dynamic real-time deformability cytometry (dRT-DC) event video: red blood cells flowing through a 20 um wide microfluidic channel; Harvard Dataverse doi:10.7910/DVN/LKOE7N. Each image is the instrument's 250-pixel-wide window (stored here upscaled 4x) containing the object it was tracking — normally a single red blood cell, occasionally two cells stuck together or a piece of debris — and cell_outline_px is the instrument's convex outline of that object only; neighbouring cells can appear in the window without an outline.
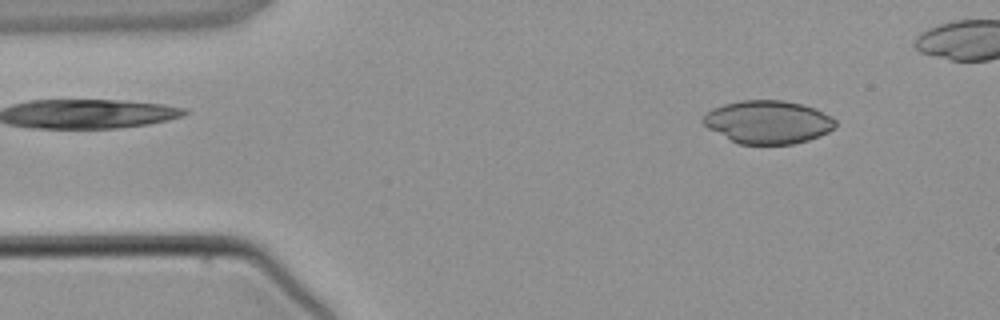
{"species": "common noctule bat (a hibernating species)", "species_latin": "Nyctalus noctula", "temperature_condition": "warm", "stored_images_in_passage": 4, "camera_frame_rate_fps": 3000, "um_per_image_px": 0.085, "animal": {"sex": "male", "body_mass_g": 21.5, "forearm_length_mm": 52.0}, "frame": {"image": 1, "passage_image": 1, "time_ms": 0.0, "image_size_px": [1000, 320], "cell_outline_px": [[836, 128], [820, 136], [808, 140], [792, 144], [740, 144], [708, 128], [700, 120], [712, 108], [724, 104], [740, 100], [784, 100], [804, 104], [816, 108], [832, 116], [836, 120]], "centroid_in_image_um": [65.32, 10.36], "position_along_channel_um": 19.7, "area_um2": 33.41}}